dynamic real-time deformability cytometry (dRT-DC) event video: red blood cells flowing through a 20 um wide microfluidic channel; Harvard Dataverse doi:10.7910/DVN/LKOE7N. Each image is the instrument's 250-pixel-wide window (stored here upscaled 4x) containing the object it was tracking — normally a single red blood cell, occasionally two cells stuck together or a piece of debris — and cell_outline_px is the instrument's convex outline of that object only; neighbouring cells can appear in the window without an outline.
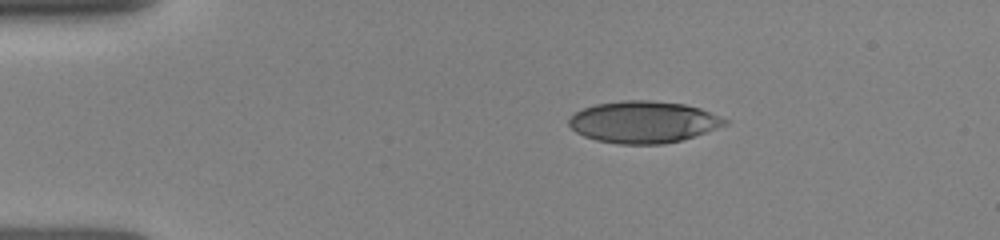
{"species": "human", "species_latin": "Homo sapiens", "temperature_condition": "room temperature", "stored_images_in_passage": 52, "camera_frame_rate_fps": 3000, "um_per_image_px": 0.085, "donor": {"sex": "female"}, "frame": {"image": 1, "passage_image": 1, "time_ms": 0.0, "image_size_px": [1000, 240], "cell_outline_px": [[728, 124], [680, 140], [664, 144], [620, 144], [596, 140], [584, 136], [576, 132], [568, 124], [568, 120], [576, 112], [584, 108], [596, 104], [624, 100], [652, 100], [684, 104], [700, 108], [720, 116], [728, 120]], "centroid_in_image_um": [54.68, 10.36], "position_along_channel_um": 30.3, "area_um2": 37.74}}
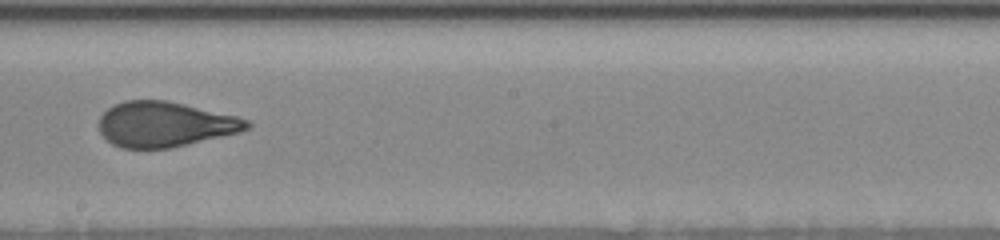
{"frame": {"image": 2, "passage_image": 30, "time_ms": 6.333, "image_size_px": [1000, 240], "cell_outline_px": [[252, 124], [248, 128], [240, 132], [172, 148], [120, 148], [112, 144], [100, 132], [96, 124], [100, 116], [112, 104], [124, 100], [164, 100], [184, 104], [236, 116], [248, 120]], "centroid_in_image_um": [13.97, 10.56], "position_along_channel_um": 234.2, "area_um2": 39.07}}
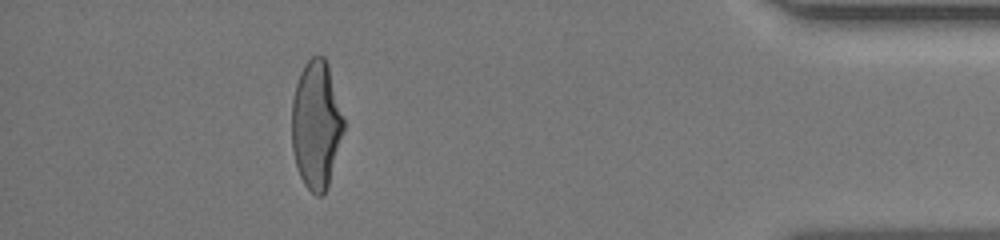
{"frame": {"image": 3, "passage_image": 47, "time_ms": 11.667, "image_size_px": [1000, 240], "cell_outline_px": [[344, 128], [328, 188], [324, 196], [316, 196], [304, 184], [300, 176], [296, 164], [292, 148], [292, 100], [296, 84], [300, 72], [304, 64], [312, 56], [324, 56], [328, 64], [344, 120]], "centroid_in_image_um": [26.87, 10.62], "position_along_channel_um": 408.3, "area_um2": 38.67}}